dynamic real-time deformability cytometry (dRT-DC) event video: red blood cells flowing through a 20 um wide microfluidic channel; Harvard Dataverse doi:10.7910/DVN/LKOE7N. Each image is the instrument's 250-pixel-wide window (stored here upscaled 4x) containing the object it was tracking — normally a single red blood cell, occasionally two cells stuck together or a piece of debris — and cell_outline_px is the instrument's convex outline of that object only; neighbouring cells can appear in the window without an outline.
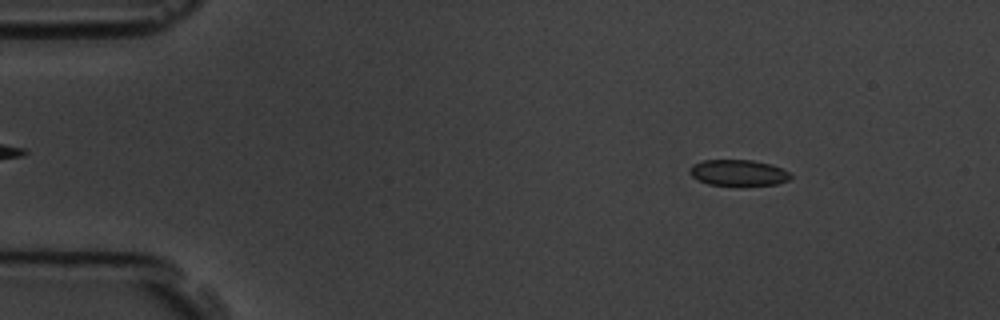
{"species": "common noctule bat (a hibernating species)", "species_latin": "Nyctalus noctula", "temperature_condition": "room temperature", "stored_images_in_passage": 8, "camera_frame_rate_fps": 3000, "um_per_image_px": 0.085, "animal": {"sex": "male", "body_mass_g": 19.5, "forearm_length_mm": 54.6}, "frame": {"image": 1, "passage_image": 2, "time_ms": 1.0, "image_size_px": [1000, 320], "cell_outline_px": [[792, 176], [788, 180], [776, 184], [708, 184], [692, 176], [688, 172], [688, 168], [692, 164], [704, 160], [752, 160], [772, 164], [788, 172]], "centroid_in_image_um": [62.72, 14.65], "position_along_channel_um": 22.3, "area_um2": 14.97}}
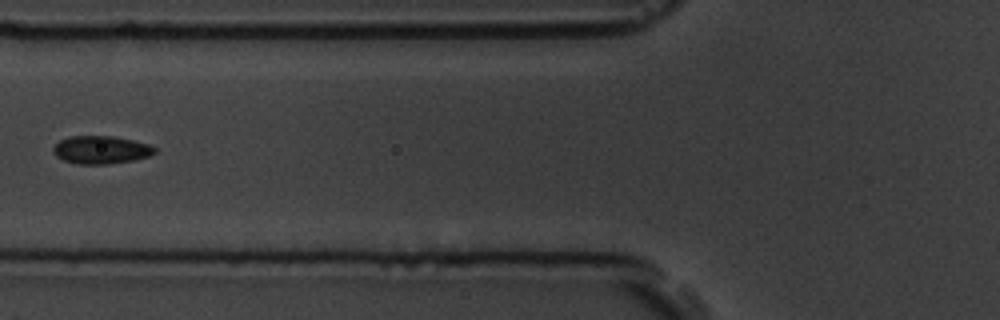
{"frame": {"image": 2, "passage_image": 6, "time_ms": 5.667, "image_size_px": [1000, 320], "cell_outline_px": [[156, 152], [148, 156], [136, 160], [108, 164], [76, 164], [64, 160], [56, 156], [52, 148], [60, 140], [68, 136], [112, 136], [132, 140], [148, 144], [156, 148]], "centroid_in_image_um": [8.58, 12.74], "position_along_channel_um": 117.2, "area_um2": 16.53}}
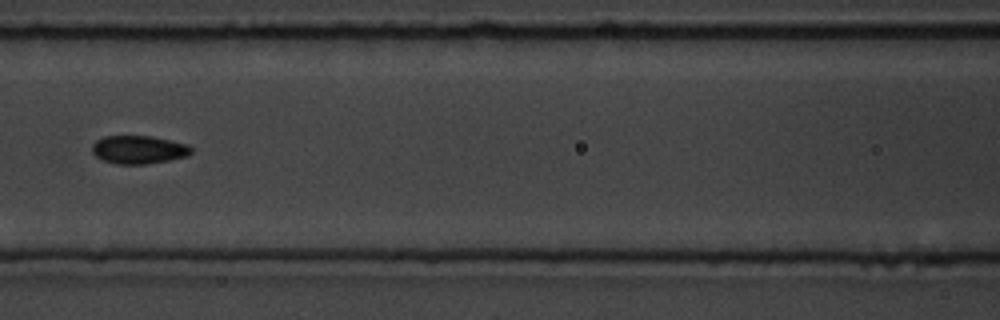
{"frame": {"image": 3, "passage_image": 7, "time_ms": 6.667, "image_size_px": [1000, 320], "cell_outline_px": [[192, 152], [188, 156], [168, 160], [144, 164], [116, 164], [104, 160], [96, 156], [92, 152], [92, 144], [96, 140], [104, 136], [152, 136], [188, 144], [192, 148]], "centroid_in_image_um": [11.79, 12.71], "position_along_channel_um": 154.8, "area_um2": 16.3}}